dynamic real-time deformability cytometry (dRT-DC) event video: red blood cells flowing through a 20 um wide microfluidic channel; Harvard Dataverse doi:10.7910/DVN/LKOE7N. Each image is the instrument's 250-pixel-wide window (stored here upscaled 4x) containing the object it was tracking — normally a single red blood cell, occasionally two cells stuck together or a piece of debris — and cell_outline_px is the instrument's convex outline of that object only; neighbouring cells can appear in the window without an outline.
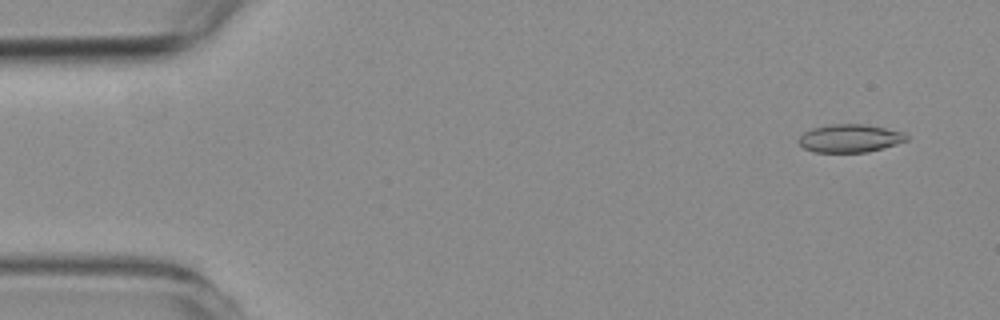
{"species": "common noctule bat (a hibernating species)", "species_latin": "Nyctalus noctula", "temperature_condition": "room temperature", "stored_images_in_passage": 58, "camera_frame_rate_fps": 3000, "um_per_image_px": 0.085, "animal": {"sex": "female", "body_mass_g": 19.3, "forearm_length_mm": 54.1}, "frame": {"image": 1, "passage_image": 4, "time_ms": 1.0, "image_size_px": [1000, 320], "cell_outline_px": [[908, 140], [896, 144], [868, 152], [812, 152], [804, 148], [796, 140], [804, 132], [812, 128], [832, 124], [864, 124], [904, 132], [908, 136]], "centroid_in_image_um": [72.22, 11.76], "position_along_channel_um": 12.8, "area_um2": 17.63}}
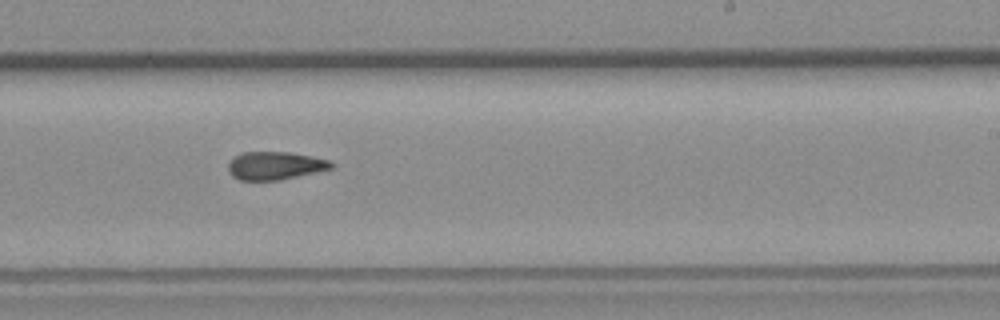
{"frame": {"image": 2, "passage_image": 35, "time_ms": 11.333, "image_size_px": [1000, 320], "cell_outline_px": [[336, 164], [332, 168], [316, 172], [280, 180], [240, 180], [232, 176], [228, 172], [228, 164], [236, 156], [244, 152], [292, 152], [332, 160]], "centroid_in_image_um": [23.43, 14.08], "position_along_channel_um": 265.6, "area_um2": 16.94}}
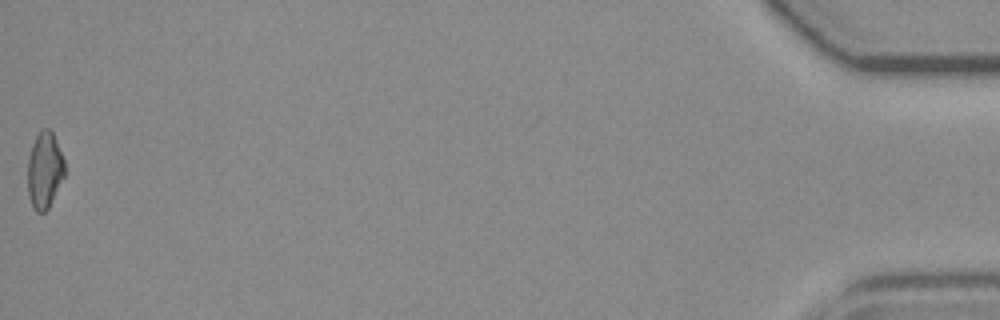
{"frame": {"image": 3, "passage_image": 58, "time_ms": 19.0, "image_size_px": [1000, 320], "cell_outline_px": [[64, 176], [48, 208], [44, 212], [36, 212], [32, 208], [28, 196], [28, 156], [32, 144], [36, 136], [44, 128], [48, 128], [52, 132], [56, 140], [64, 160]], "centroid_in_image_um": [3.77, 14.48], "position_along_channel_um": 431.4, "area_um2": 16.36}, "authors_computed_cell_mechanics": {"area_um2": 17.3978, "velocity_mm_per_s": 3.562, "shape_relaxation_time_tau1_ms": null, "shape_relaxation_time_tau2_ms": 4.7083, "deformation_change_tau1": null, "deformation_change_tau2": 0.1333}}